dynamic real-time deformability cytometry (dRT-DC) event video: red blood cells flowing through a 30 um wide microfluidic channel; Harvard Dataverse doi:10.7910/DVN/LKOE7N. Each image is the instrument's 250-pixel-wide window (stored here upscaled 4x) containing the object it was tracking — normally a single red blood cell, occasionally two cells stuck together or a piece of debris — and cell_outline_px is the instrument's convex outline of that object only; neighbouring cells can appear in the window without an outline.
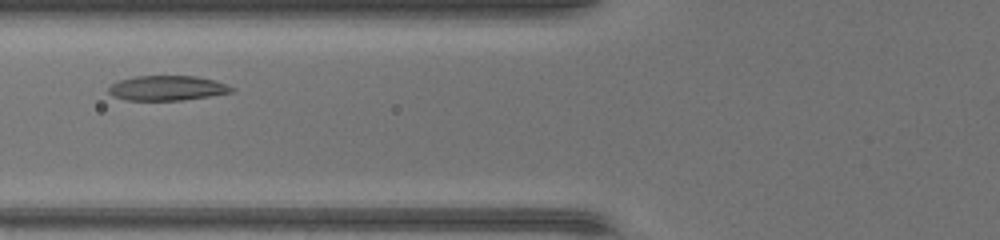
{"species": "common noctule bat (a hibernating species)", "species_latin": "Nyctalus noctula", "temperature_condition": "warm", "stored_images_in_passage": 29, "camera_frame_rate_fps": 3000, "um_per_image_px": 0.085, "animal": {"sex": "female", "body_mass_g": 17.0, "forearm_length_mm": 48.0}, "frame": {"image": 1, "passage_image": 7, "time_ms": 2.0, "image_size_px": [1000, 240], "cell_outline_px": [[236, 88], [232, 92], [184, 100], [124, 100], [112, 96], [108, 92], [108, 88], [112, 84], [120, 80], [136, 76], [196, 76], [216, 80]], "centroid_in_image_um": [14.21, 7.49], "position_along_channel_um": 111.6, "area_um2": 17.86}}
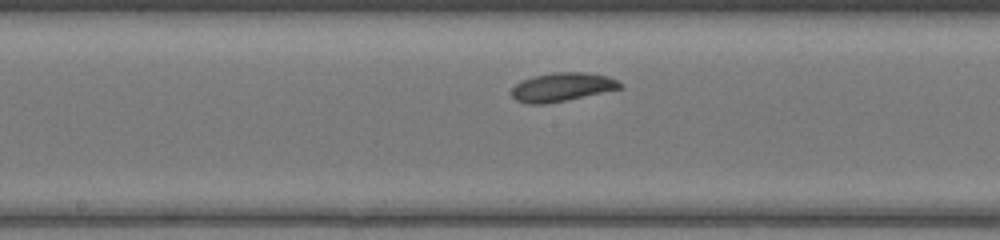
{"frame": {"image": 2, "passage_image": 13, "time_ms": 4.0, "image_size_px": [1000, 240], "cell_outline_px": [[624, 88], [544, 104], [528, 104], [516, 100], [512, 96], [512, 88], [516, 84], [532, 76], [552, 72], [584, 72], [608, 76], [624, 84]], "centroid_in_image_um": [47.8, 7.39], "position_along_channel_um": 200.4, "area_um2": 18.03}}
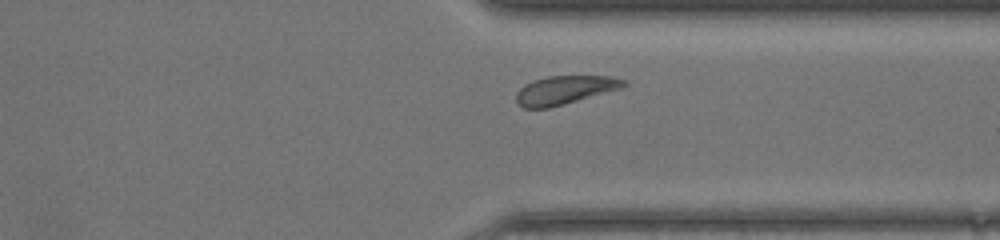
{"frame": {"image": 3, "passage_image": 24, "time_ms": 7.667, "image_size_px": [1000, 240], "cell_outline_px": [[628, 84], [620, 88], [564, 104], [548, 108], [524, 108], [516, 100], [516, 92], [520, 88], [536, 80], [548, 76], [612, 76], [624, 80]], "centroid_in_image_um": [48.0, 7.65], "position_along_channel_um": 363.4, "area_um2": 17.46}}